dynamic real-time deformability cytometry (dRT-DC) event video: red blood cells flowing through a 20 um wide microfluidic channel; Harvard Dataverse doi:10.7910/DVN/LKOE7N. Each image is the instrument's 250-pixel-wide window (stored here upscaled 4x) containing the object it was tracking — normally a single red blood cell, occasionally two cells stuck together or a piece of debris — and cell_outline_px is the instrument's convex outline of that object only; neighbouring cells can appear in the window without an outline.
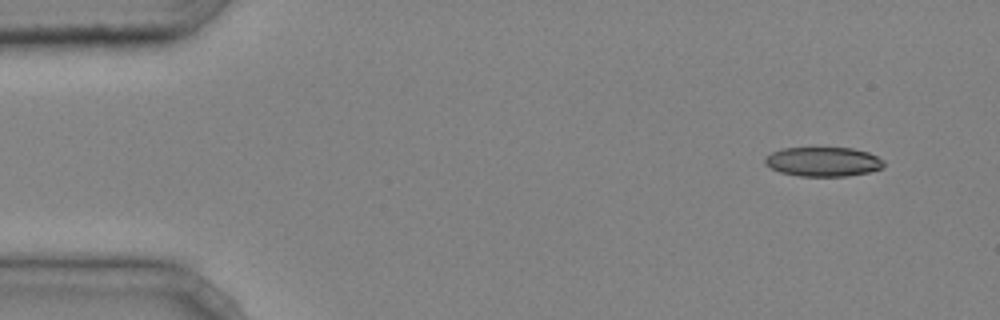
{"species": "common noctule bat (a hibernating species)", "species_latin": "Nyctalus noctula", "temperature_condition": "cold", "stored_images_in_passage": 4, "camera_frame_rate_fps": 3000, "um_per_image_px": 0.085, "animal": {"sex": "male", "body_mass_g": 20.4}, "frame": {"image": 1, "passage_image": 1, "time_ms": 0.0, "image_size_px": [1000, 320], "cell_outline_px": [[884, 168], [868, 172], [848, 176], [800, 176], [780, 172], [764, 164], [764, 156], [780, 148], [852, 148], [868, 152], [884, 160]], "centroid_in_image_um": [69.96, 13.74], "position_along_channel_um": 15.0, "area_um2": 20.46}}
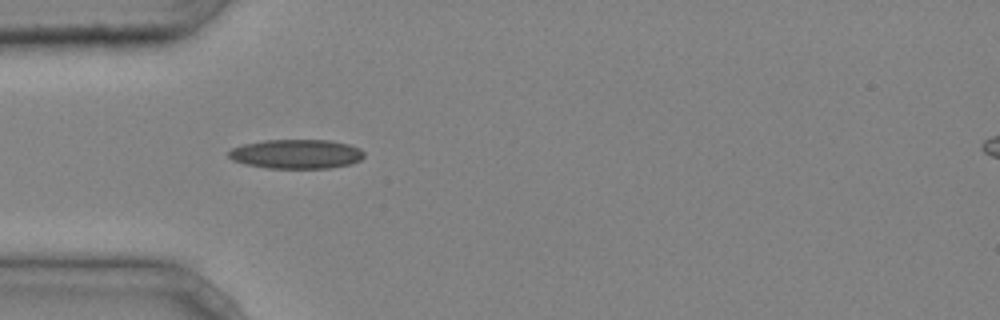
{"frame": {"image": 2, "passage_image": 4, "time_ms": 1.0, "image_size_px": [1000, 320], "cell_outline_px": [[364, 156], [360, 160], [352, 164], [328, 168], [268, 168], [244, 164], [232, 160], [228, 156], [228, 152], [232, 148], [244, 144], [264, 140], [332, 140], [348, 144], [360, 148], [364, 152]], "centroid_in_image_um": [25.2, 13.09], "position_along_channel_um": 59.8, "area_um2": 23.24}}